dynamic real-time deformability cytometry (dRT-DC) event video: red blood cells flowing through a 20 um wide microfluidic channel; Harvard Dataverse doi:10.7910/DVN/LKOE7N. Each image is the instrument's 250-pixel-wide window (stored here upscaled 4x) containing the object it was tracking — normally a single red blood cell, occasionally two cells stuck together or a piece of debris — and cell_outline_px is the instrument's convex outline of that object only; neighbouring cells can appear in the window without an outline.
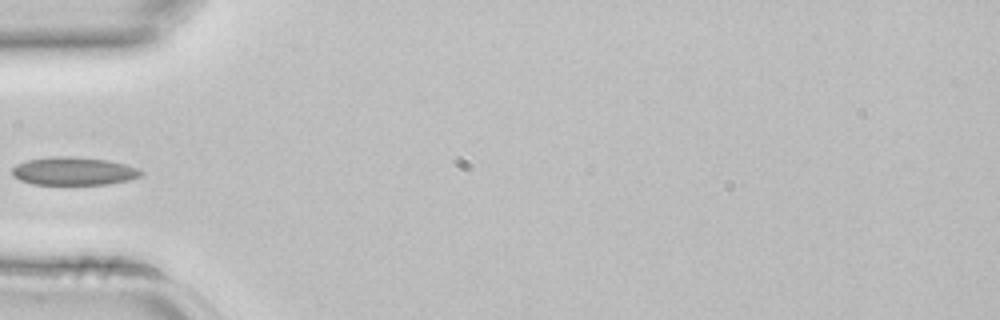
{"species": "common noctule bat (a hibernating species)", "species_latin": "Nyctalus noctula", "temperature_condition": "room temperature", "stored_images_in_passage": 4, "camera_frame_rate_fps": 3000, "um_per_image_px": 0.085, "animal": {"sex": "female", "body_mass_g": 22.7, "forearm_length_mm": 54.2}, "frame": {"image": 1, "passage_image": 4, "time_ms": 1.0, "image_size_px": [1000, 320], "cell_outline_px": [[144, 172], [140, 176], [128, 180], [108, 184], [32, 184], [20, 180], [12, 176], [12, 168], [16, 164], [28, 160], [52, 156], [72, 156], [108, 160], [124, 164], [136, 168]], "centroid_in_image_um": [6.23, 14.54], "position_along_channel_um": 78.8, "area_um2": 21.04}}